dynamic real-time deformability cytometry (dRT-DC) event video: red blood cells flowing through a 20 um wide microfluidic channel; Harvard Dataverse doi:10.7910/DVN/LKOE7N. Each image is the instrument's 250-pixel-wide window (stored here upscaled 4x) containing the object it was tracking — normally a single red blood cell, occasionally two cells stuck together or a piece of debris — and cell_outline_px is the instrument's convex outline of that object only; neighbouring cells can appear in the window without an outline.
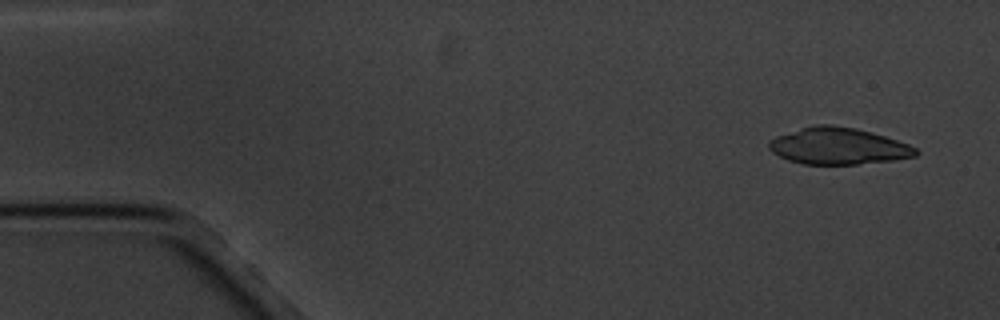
{"species": "common noctule bat (a hibernating species)", "species_latin": "Nyctalus noctula", "temperature_condition": "cold", "stored_images_in_passage": 6, "camera_frame_rate_fps": 3000, "um_per_image_px": 0.085, "animal": {"sex": "male", "body_mass_g": 20.1, "forearm_length_mm": 53.5}, "frame": {"image": 1, "passage_image": 1, "time_ms": 0.0, "image_size_px": [1000, 320], "cell_outline_px": [[920, 152], [916, 156], [892, 160], [856, 164], [804, 164], [788, 160], [772, 152], [768, 148], [768, 140], [776, 136], [816, 124], [832, 124], [856, 128], [872, 132], [908, 144], [916, 148]], "centroid_in_image_um": [71.24, 12.41], "position_along_channel_um": 13.8, "area_um2": 31.27}}